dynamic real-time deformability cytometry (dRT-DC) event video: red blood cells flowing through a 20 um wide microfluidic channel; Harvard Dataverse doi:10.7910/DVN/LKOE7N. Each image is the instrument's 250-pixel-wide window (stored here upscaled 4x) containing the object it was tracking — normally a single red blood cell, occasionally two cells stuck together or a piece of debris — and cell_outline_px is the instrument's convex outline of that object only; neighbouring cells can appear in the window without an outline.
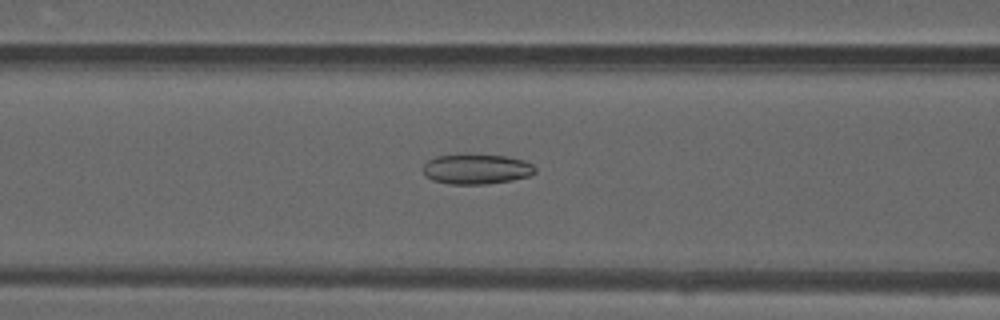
{"species": "common noctule bat (a hibernating species)", "species_latin": "Nyctalus noctula", "temperature_condition": "warm", "stored_images_in_passage": 47, "camera_frame_rate_fps": 3000, "um_per_image_px": 0.085, "animal": {"sex": "male", "forearm_length_mm": 52.5}, "frame": {"image": 1, "passage_image": 18, "time_ms": 5.667, "image_size_px": [1000, 320], "cell_outline_px": [[536, 172], [528, 176], [512, 180], [484, 184], [452, 184], [432, 180], [424, 176], [424, 164], [428, 160], [436, 156], [468, 152], [508, 156], [524, 160], [532, 164], [536, 168]], "centroid_in_image_um": [40.49, 14.33], "position_along_channel_um": 126.1, "area_um2": 20.23}}
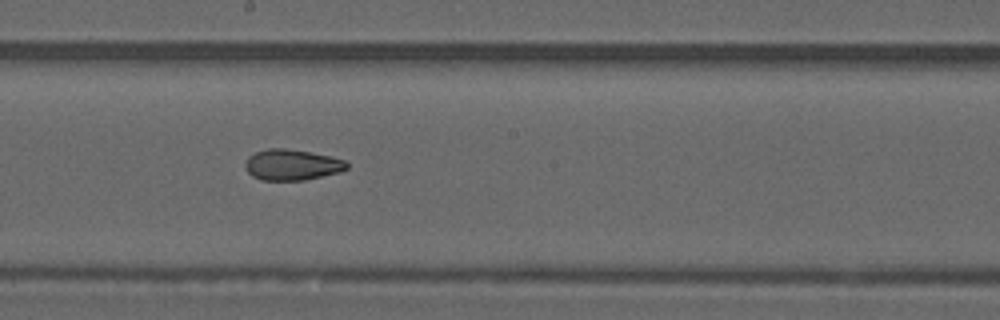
{"frame": {"image": 2, "passage_image": 25, "time_ms": 8.0, "image_size_px": [1000, 320], "cell_outline_px": [[348, 168], [340, 172], [304, 180], [260, 180], [252, 176], [244, 168], [244, 164], [248, 156], [256, 152], [268, 148], [284, 148], [332, 156], [344, 160], [348, 164]], "centroid_in_image_um": [24.79, 14.01], "position_along_channel_um": 223.4, "area_um2": 18.32}}
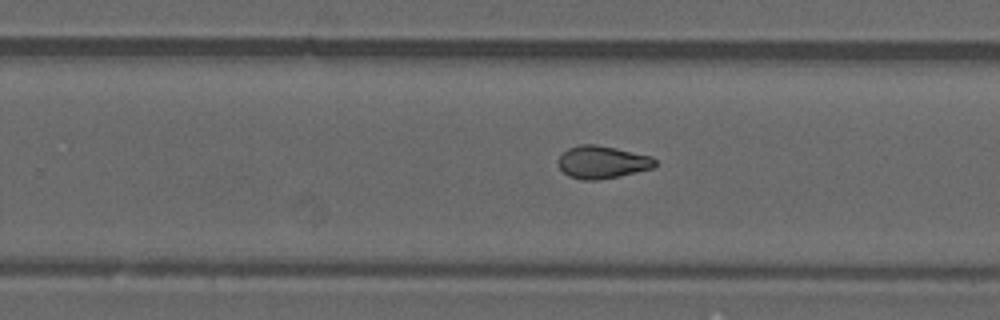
{"frame": {"image": 3, "passage_image": 29, "time_ms": 9.333, "image_size_px": [1000, 320], "cell_outline_px": [[656, 164], [652, 168], [620, 176], [596, 180], [584, 180], [568, 176], [560, 168], [556, 160], [568, 148], [580, 144], [596, 144], [616, 148], [652, 156], [656, 160]], "centroid_in_image_um": [51.18, 13.78], "position_along_channel_um": 278.6, "area_um2": 18.44}, "authors_computed_cell_mechanics": {"area_um2": 19.3052, "velocity_mm_per_s": 4.1751, "shape_relaxation_time_tau1_ms": null, "shape_relaxation_time_tau2_ms": 2.4231, "deformation_change_tau1": null, "deformation_change_tau2": 0.084}}